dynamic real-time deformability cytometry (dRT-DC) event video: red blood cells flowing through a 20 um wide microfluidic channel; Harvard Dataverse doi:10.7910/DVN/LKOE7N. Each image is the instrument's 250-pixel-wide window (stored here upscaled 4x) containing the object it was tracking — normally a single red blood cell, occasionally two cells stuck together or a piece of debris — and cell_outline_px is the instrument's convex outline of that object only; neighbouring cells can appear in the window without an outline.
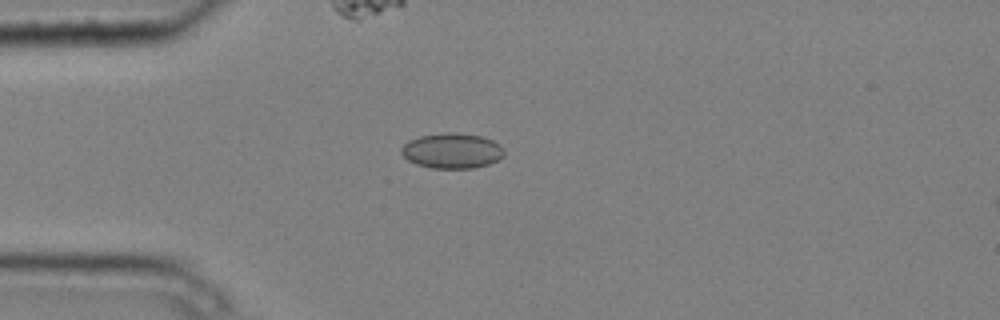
{"species": "common noctule bat (a hibernating species)", "species_latin": "Nyctalus noctula", "temperature_condition": "cold", "stored_images_in_passage": 5, "camera_frame_rate_fps": 3000, "um_per_image_px": 0.085, "animal": {"sex": "male", "body_mass_g": 20.4}, "frame": {"image": 1, "passage_image": 4, "time_ms": 1.0, "image_size_px": [1000, 320], "cell_outline_px": [[504, 156], [488, 164], [472, 168], [432, 168], [416, 164], [408, 160], [400, 152], [400, 148], [408, 140], [420, 136], [448, 132], [456, 132], [480, 136], [492, 140], [500, 144], [504, 148]], "centroid_in_image_um": [38.41, 12.81], "position_along_channel_um": 46.6, "area_um2": 21.15}}
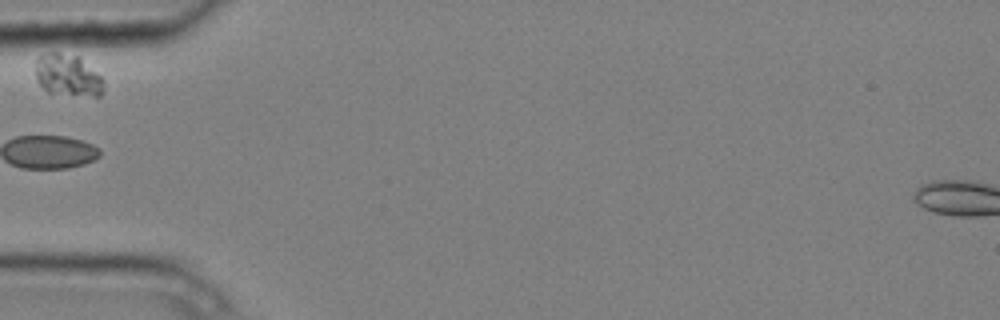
{"frame": {"image": 2, "passage_image": 5, "time_ms": 1.333, "image_size_px": [1000, 320], "cell_outline_px": [[104, 80], [100, 96], [92, 96], [48, 92], [36, 80], [36, 68], [40, 56], [52, 52], [56, 52], [80, 56]], "centroid_in_image_um": [5.77, 6.39], "position_along_channel_um": 79.2, "area_um2": 16.3}}